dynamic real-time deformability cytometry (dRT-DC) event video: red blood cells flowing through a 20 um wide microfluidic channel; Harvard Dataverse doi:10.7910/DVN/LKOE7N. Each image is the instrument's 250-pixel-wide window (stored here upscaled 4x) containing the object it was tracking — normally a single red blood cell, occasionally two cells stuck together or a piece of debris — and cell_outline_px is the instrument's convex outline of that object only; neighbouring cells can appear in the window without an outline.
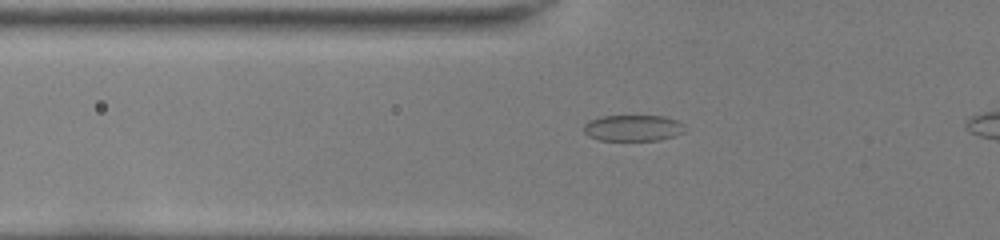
{"species": "common noctule bat (a hibernating species)", "species_latin": "Nyctalus noctula", "temperature_condition": "room temperature", "stored_images_in_passage": 34, "camera_frame_rate_fps": 3000, "um_per_image_px": 0.085, "animal": {"sex": "female", "body_mass_g": 22.0, "forearm_length_mm": 56.7}, "frame": {"image": 1, "passage_image": 5, "time_ms": 1.333, "image_size_px": [1000, 240], "cell_outline_px": [[684, 132], [672, 136], [656, 140], [600, 140], [588, 136], [584, 132], [584, 124], [588, 120], [604, 116], [664, 116], [676, 120], [684, 124]], "centroid_in_image_um": [53.78, 10.87], "position_along_channel_um": 72.0, "area_um2": 15.32}}
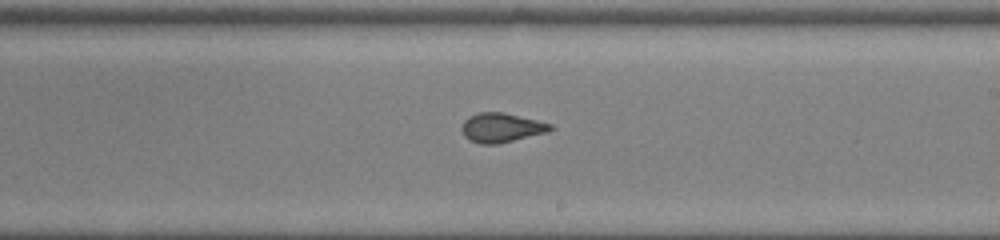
{"frame": {"image": 2, "passage_image": 18, "time_ms": 5.667, "image_size_px": [1000, 240], "cell_outline_px": [[556, 128], [544, 132], [496, 144], [480, 144], [464, 136], [464, 120], [468, 116], [480, 112], [504, 112], [552, 124]], "centroid_in_image_um": [42.62, 10.83], "position_along_channel_um": 246.4, "area_um2": 14.68}}
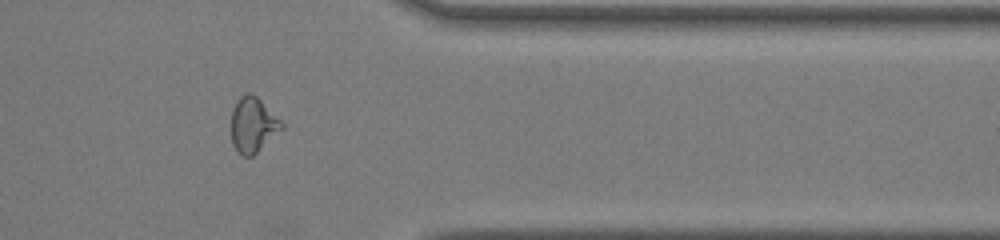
{"frame": {"image": 3, "passage_image": 29, "time_ms": 9.333, "image_size_px": [1000, 240], "cell_outline_px": [[284, 128], [252, 156], [244, 156], [236, 152], [232, 144], [232, 112], [240, 96], [248, 92], [256, 96], [284, 124]], "centroid_in_image_um": [21.5, 10.64], "position_along_channel_um": 389.9, "area_um2": 15.9}}